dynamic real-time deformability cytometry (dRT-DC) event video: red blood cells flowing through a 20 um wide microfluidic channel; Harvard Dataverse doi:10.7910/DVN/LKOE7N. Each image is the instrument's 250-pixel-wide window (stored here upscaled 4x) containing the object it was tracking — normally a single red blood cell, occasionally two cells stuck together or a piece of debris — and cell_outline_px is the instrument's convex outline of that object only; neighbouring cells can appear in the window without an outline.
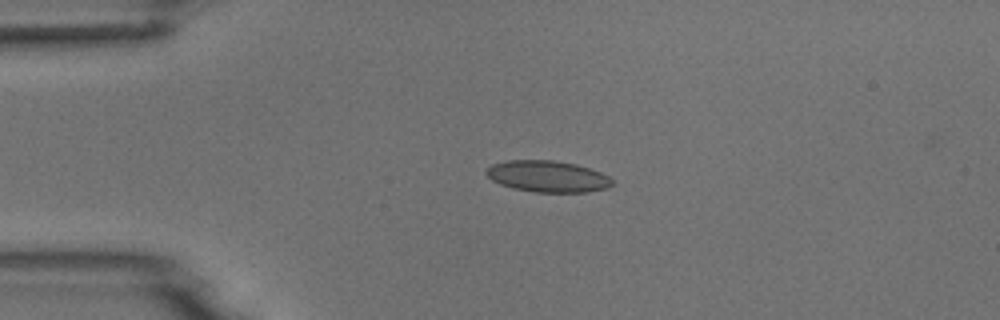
{"species": "common noctule bat (a hibernating species)", "species_latin": "Nyctalus noctula", "temperature_condition": "room temperature", "stored_images_in_passage": 5, "camera_frame_rate_fps": 3000, "um_per_image_px": 0.085, "animal": {"sex": "male", "body_mass_g": 18.8}, "frame": {"image": 1, "passage_image": 4, "time_ms": 3.667, "image_size_px": [1000, 320], "cell_outline_px": [[612, 184], [608, 188], [588, 192], [536, 192], [512, 188], [500, 184], [492, 180], [484, 172], [492, 164], [508, 160], [552, 160], [576, 164], [600, 172], [608, 176], [612, 180]], "centroid_in_image_um": [46.54, 14.99], "position_along_channel_um": 38.5, "area_um2": 23.0}}